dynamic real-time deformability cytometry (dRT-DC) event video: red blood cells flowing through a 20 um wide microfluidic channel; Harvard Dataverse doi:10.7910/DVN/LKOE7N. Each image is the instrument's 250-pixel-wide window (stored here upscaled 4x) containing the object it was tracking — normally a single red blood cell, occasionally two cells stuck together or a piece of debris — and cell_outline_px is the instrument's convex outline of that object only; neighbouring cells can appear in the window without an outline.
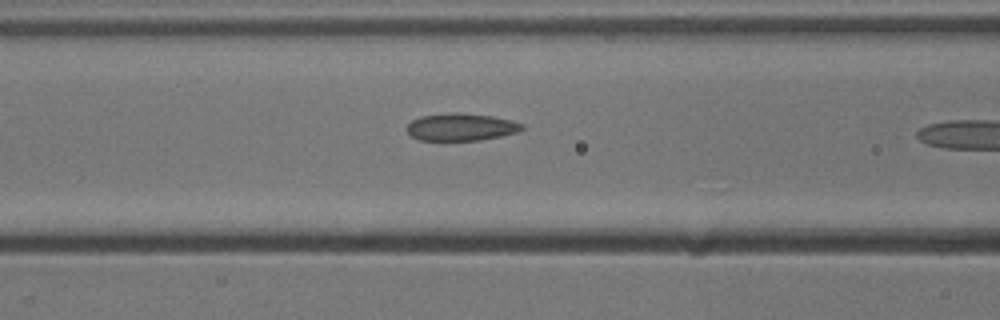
{"species": "common noctule bat (a hibernating species)", "species_latin": "Nyctalus noctula", "temperature_condition": "cold", "stored_images_in_passage": 21, "camera_frame_rate_fps": 3000, "um_per_image_px": 0.085, "animal": {"sex": "male", "body_mass_g": 13.3}, "frame": {"image": 1, "passage_image": 10, "time_ms": 3.0, "image_size_px": [1000, 320], "cell_outline_px": [[524, 128], [516, 132], [500, 136], [480, 140], [420, 140], [412, 136], [408, 132], [408, 124], [412, 120], [420, 116], [452, 112], [456, 112], [492, 116], [512, 120], [524, 124]], "centroid_in_image_um": [39.2, 10.79], "position_along_channel_um": 127.4, "area_um2": 18.26}}